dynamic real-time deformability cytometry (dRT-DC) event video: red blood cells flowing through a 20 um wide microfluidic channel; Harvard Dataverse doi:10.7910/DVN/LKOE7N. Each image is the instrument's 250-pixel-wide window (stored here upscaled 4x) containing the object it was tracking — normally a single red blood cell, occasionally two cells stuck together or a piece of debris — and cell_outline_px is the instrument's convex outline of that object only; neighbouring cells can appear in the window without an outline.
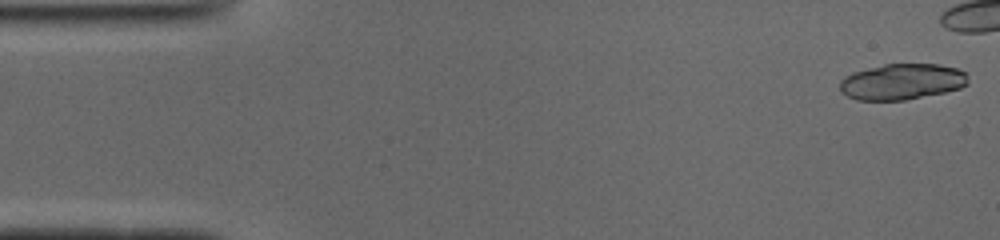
{"species": "common noctule bat (a hibernating species)", "species_latin": "Nyctalus noctula", "temperature_condition": "cold", "stored_images_in_passage": 16, "camera_frame_rate_fps": 3000, "um_per_image_px": 0.085, "animal": {"sex": "male", "body_mass_g": 19.0, "forearm_length_mm": 50.8}, "frame": {"image": 1, "passage_image": 1, "time_ms": 0.0, "image_size_px": [1000, 240], "cell_outline_px": [[968, 84], [960, 88], [944, 92], [904, 100], [856, 100], [840, 92], [840, 80], [844, 76], [852, 72], [884, 64], [940, 64], [956, 68], [964, 72], [968, 80]], "centroid_in_image_um": [76.64, 6.94], "position_along_channel_um": 8.4, "area_um2": 26.88}}